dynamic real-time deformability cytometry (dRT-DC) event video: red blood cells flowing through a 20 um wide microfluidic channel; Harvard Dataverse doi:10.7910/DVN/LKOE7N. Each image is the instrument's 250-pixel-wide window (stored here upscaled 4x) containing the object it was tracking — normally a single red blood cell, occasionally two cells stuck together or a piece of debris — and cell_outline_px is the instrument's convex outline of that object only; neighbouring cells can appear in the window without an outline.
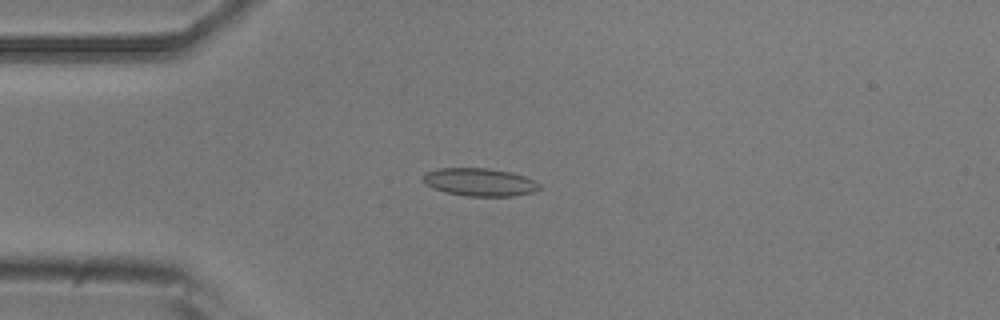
{"species": "common noctule bat (a hibernating species)", "species_latin": "Nyctalus noctula", "temperature_condition": "room temperature", "stored_images_in_passage": 6, "camera_frame_rate_fps": 3000, "um_per_image_px": 0.085, "animal": {"sex": "male", "body_mass_g": 20.5, "forearm_length_mm": 52.5}, "frame": {"image": 1, "passage_image": 3, "time_ms": 3.0, "image_size_px": [1000, 320], "cell_outline_px": [[540, 188], [536, 192], [512, 196], [464, 196], [444, 192], [432, 188], [424, 184], [420, 180], [424, 172], [440, 168], [488, 168], [512, 172], [524, 176], [540, 184]], "centroid_in_image_um": [40.72, 15.48], "position_along_channel_um": 44.3, "area_um2": 19.25}}
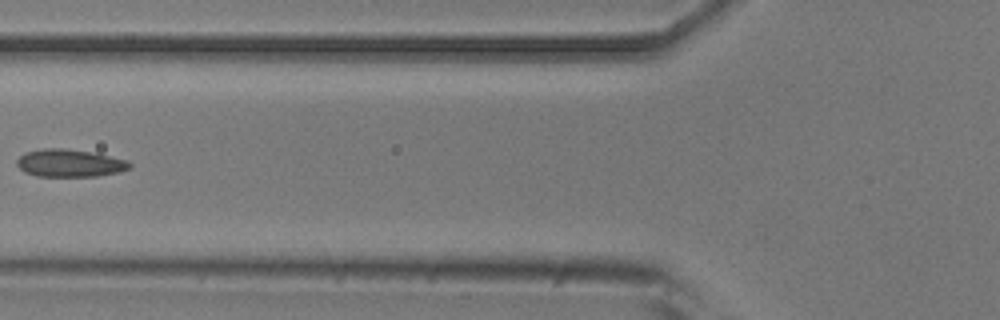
{"frame": {"image": 2, "passage_image": 5, "time_ms": 5.333, "image_size_px": [1000, 320], "cell_outline_px": [[132, 168], [120, 172], [96, 176], [36, 176], [24, 172], [16, 164], [16, 160], [24, 152], [44, 148], [64, 148], [88, 152], [128, 160], [132, 164]], "centroid_in_image_um": [5.91, 13.87], "position_along_channel_um": 119.9, "area_um2": 18.15}}
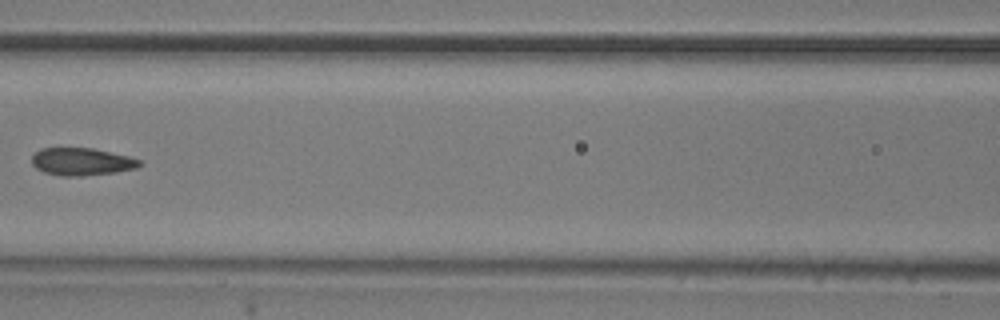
{"frame": {"image": 3, "passage_image": 6, "time_ms": 6.333, "image_size_px": [1000, 320], "cell_outline_px": [[140, 164], [136, 168], [116, 172], [80, 176], [60, 176], [44, 172], [36, 168], [32, 164], [32, 156], [40, 148], [92, 148], [128, 156], [140, 160]], "centroid_in_image_um": [6.91, 13.74], "position_along_channel_um": 159.7, "area_um2": 17.17}}